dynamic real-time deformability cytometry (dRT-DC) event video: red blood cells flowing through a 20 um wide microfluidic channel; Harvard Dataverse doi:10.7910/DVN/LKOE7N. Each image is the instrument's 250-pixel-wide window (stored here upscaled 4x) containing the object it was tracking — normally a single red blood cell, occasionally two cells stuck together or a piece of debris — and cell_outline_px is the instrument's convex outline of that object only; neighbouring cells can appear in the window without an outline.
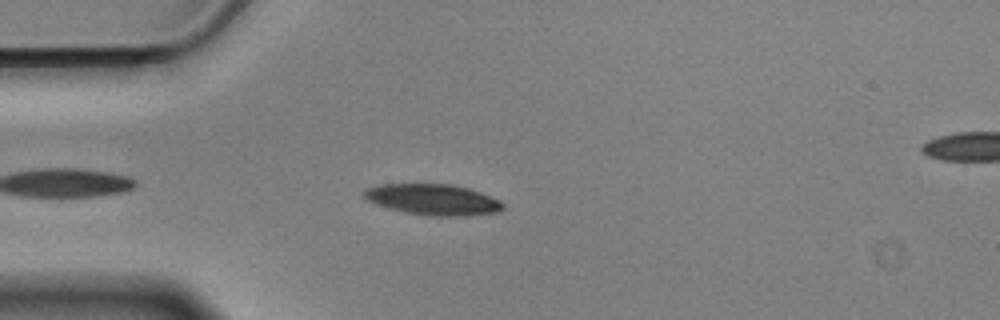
{"species": "Egyptian fruit bat (a non-hibernating species)", "species_latin": "Rousettus aegyptiacus", "temperature_condition": "cold", "stored_images_in_passage": 40, "camera_frame_rate_fps": 3000, "um_per_image_px": 0.085, "animal": {"sex": "male"}, "frame": {"image": 1, "passage_image": 1, "time_ms": 0.0, "image_size_px": [1000, 320], "cell_outline_px": [[504, 208], [500, 212], [468, 216], [428, 216], [404, 212], [376, 204], [368, 200], [364, 196], [364, 192], [368, 188], [380, 184], [452, 184], [468, 188], [480, 192], [500, 200], [504, 204]], "centroid_in_image_um": [36.86, 16.97], "position_along_channel_um": 48.1, "area_um2": 25.09}}
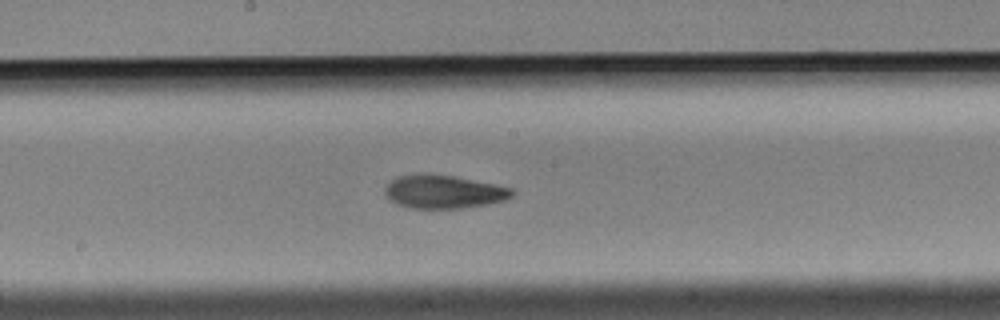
{"frame": {"image": 2, "passage_image": 16, "time_ms": 5.0, "image_size_px": [1000, 320], "cell_outline_px": [[516, 192], [512, 196], [504, 200], [488, 204], [464, 208], [408, 208], [396, 204], [388, 200], [384, 196], [384, 188], [396, 176], [452, 176], [496, 184], [512, 188]], "centroid_in_image_um": [37.72, 16.34], "position_along_channel_um": 210.5, "area_um2": 24.33}}
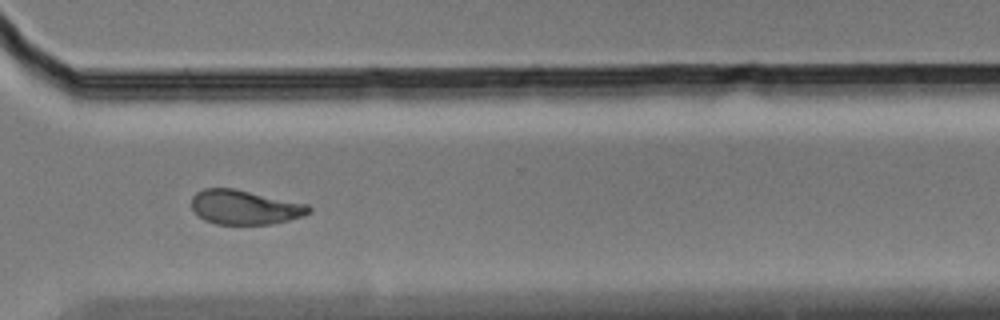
{"frame": {"image": 3, "passage_image": 28, "time_ms": 9.0, "image_size_px": [1000, 320], "cell_outline_px": [[312, 212], [304, 216], [288, 220], [268, 224], [216, 224], [204, 220], [192, 208], [192, 196], [196, 192], [204, 188], [232, 188], [308, 204], [312, 208]], "centroid_in_image_um": [20.82, 17.61], "position_along_channel_um": 349.8, "area_um2": 23.41}, "authors_computed_cell_mechanics": {"area_um2": 24.3338, "velocity_mm_per_s": 3.4864, "shape_relaxation_time_tau1_ms": 4.095, "shape_relaxation_time_tau2_ms": 5.8613, "deformation_change_tau1": 0.1338, "deformation_change_tau2": 0.119}}